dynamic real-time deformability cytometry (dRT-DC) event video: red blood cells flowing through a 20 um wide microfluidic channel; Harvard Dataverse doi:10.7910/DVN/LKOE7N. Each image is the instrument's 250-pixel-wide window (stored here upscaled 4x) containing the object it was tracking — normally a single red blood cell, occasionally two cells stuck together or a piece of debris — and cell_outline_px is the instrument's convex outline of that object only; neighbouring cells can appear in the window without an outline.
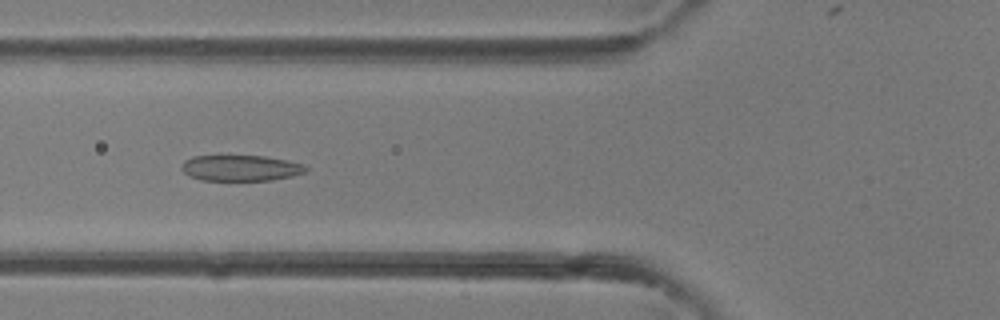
{"species": "common noctule bat (a hibernating species)", "species_latin": "Nyctalus noctula", "temperature_condition": "room temperature", "stored_images_in_passage": 40, "camera_frame_rate_fps": 3000, "um_per_image_px": 0.085, "animal": {"sex": "female"}, "frame": {"image": 1, "passage_image": 15, "time_ms": 4.667, "image_size_px": [1000, 320], "cell_outline_px": [[308, 168], [304, 172], [292, 176], [272, 180], [200, 180], [184, 172], [180, 168], [184, 160], [192, 156], [264, 156], [288, 160], [304, 164]], "centroid_in_image_um": [20.46, 14.27], "position_along_channel_um": 105.3, "area_um2": 18.67}}
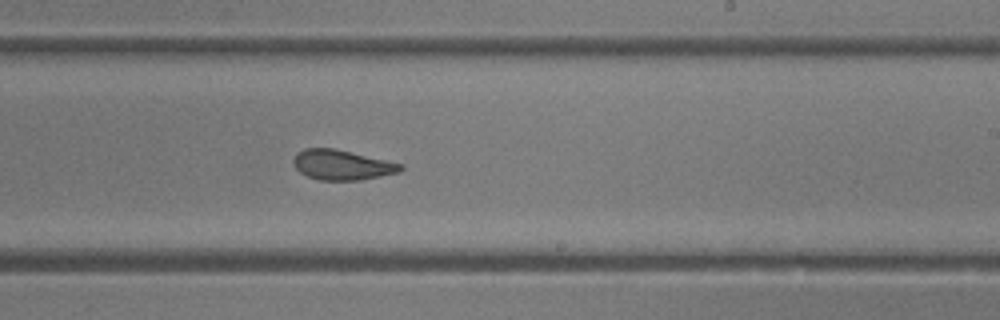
{"frame": {"image": 2, "passage_image": 24, "time_ms": 7.667, "image_size_px": [1000, 320], "cell_outline_px": [[404, 168], [400, 172], [360, 180], [320, 180], [308, 176], [300, 172], [292, 164], [292, 160], [296, 152], [304, 148], [332, 148], [404, 164]], "centroid_in_image_um": [29.05, 14.01], "position_along_channel_um": 260.0, "area_um2": 18.73}}
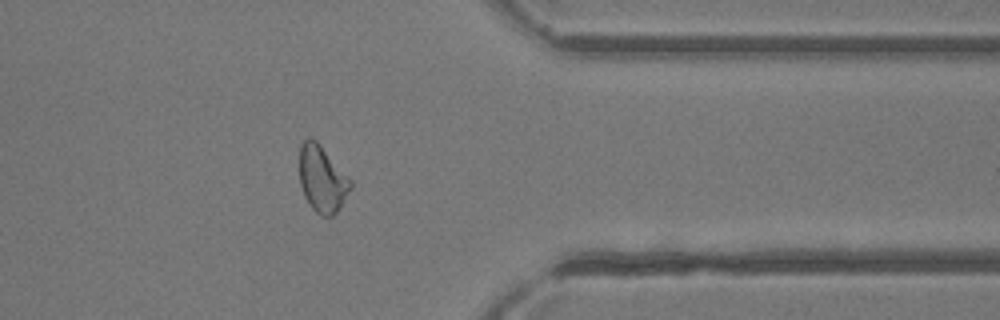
{"frame": {"image": 3, "passage_image": 32, "time_ms": 10.333, "image_size_px": [1000, 320], "cell_outline_px": [[352, 188], [336, 212], [332, 216], [320, 216], [312, 208], [304, 196], [300, 184], [300, 144], [308, 136], [312, 136], [320, 144], [352, 180]], "centroid_in_image_um": [27.38, 15.19], "position_along_channel_um": 384.0, "area_um2": 19.88}}